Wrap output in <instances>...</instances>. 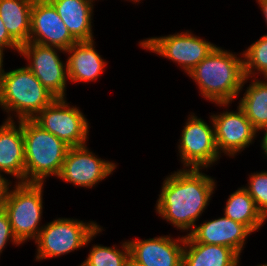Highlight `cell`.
<instances>
[{"mask_svg": "<svg viewBox=\"0 0 267 266\" xmlns=\"http://www.w3.org/2000/svg\"><path fill=\"white\" fill-rule=\"evenodd\" d=\"M201 170L182 168L166 177L155 206L162 219L183 232L194 229L216 188L215 180Z\"/></svg>", "mask_w": 267, "mask_h": 266, "instance_id": "1", "label": "cell"}, {"mask_svg": "<svg viewBox=\"0 0 267 266\" xmlns=\"http://www.w3.org/2000/svg\"><path fill=\"white\" fill-rule=\"evenodd\" d=\"M240 56L242 58L216 46L188 76L195 81L204 98L221 107H228L248 80L244 75L243 55Z\"/></svg>", "mask_w": 267, "mask_h": 266, "instance_id": "2", "label": "cell"}, {"mask_svg": "<svg viewBox=\"0 0 267 266\" xmlns=\"http://www.w3.org/2000/svg\"><path fill=\"white\" fill-rule=\"evenodd\" d=\"M21 126L24 137L25 183H45L50 175L58 177L70 146L33 119H22Z\"/></svg>", "mask_w": 267, "mask_h": 266, "instance_id": "3", "label": "cell"}, {"mask_svg": "<svg viewBox=\"0 0 267 266\" xmlns=\"http://www.w3.org/2000/svg\"><path fill=\"white\" fill-rule=\"evenodd\" d=\"M55 98L26 66L0 75V107L17 121L33 119Z\"/></svg>", "mask_w": 267, "mask_h": 266, "instance_id": "4", "label": "cell"}, {"mask_svg": "<svg viewBox=\"0 0 267 266\" xmlns=\"http://www.w3.org/2000/svg\"><path fill=\"white\" fill-rule=\"evenodd\" d=\"M14 189L8 182L4 200L13 235L23 244L29 239L35 240L43 226H40L43 213L44 183H17Z\"/></svg>", "mask_w": 267, "mask_h": 266, "instance_id": "5", "label": "cell"}, {"mask_svg": "<svg viewBox=\"0 0 267 266\" xmlns=\"http://www.w3.org/2000/svg\"><path fill=\"white\" fill-rule=\"evenodd\" d=\"M103 228L94 221L84 222L71 218H58L44 225L35 239L36 261L68 254L88 246Z\"/></svg>", "mask_w": 267, "mask_h": 266, "instance_id": "6", "label": "cell"}, {"mask_svg": "<svg viewBox=\"0 0 267 266\" xmlns=\"http://www.w3.org/2000/svg\"><path fill=\"white\" fill-rule=\"evenodd\" d=\"M143 49L150 50L180 65L188 74L216 47L215 44L195 36L192 32L151 37L139 42Z\"/></svg>", "mask_w": 267, "mask_h": 266, "instance_id": "7", "label": "cell"}, {"mask_svg": "<svg viewBox=\"0 0 267 266\" xmlns=\"http://www.w3.org/2000/svg\"><path fill=\"white\" fill-rule=\"evenodd\" d=\"M33 120L70 147L87 143L89 122L78 107H70L66 98H55Z\"/></svg>", "mask_w": 267, "mask_h": 266, "instance_id": "8", "label": "cell"}, {"mask_svg": "<svg viewBox=\"0 0 267 266\" xmlns=\"http://www.w3.org/2000/svg\"><path fill=\"white\" fill-rule=\"evenodd\" d=\"M191 114L182 130L178 151L184 168L204 169L220 159L212 126ZM213 127V128H212Z\"/></svg>", "mask_w": 267, "mask_h": 266, "instance_id": "9", "label": "cell"}, {"mask_svg": "<svg viewBox=\"0 0 267 266\" xmlns=\"http://www.w3.org/2000/svg\"><path fill=\"white\" fill-rule=\"evenodd\" d=\"M58 51L65 53L57 47L28 41L20 47L19 55L29 61L26 67L47 90L56 98H66L67 62L60 60Z\"/></svg>", "mask_w": 267, "mask_h": 266, "instance_id": "10", "label": "cell"}, {"mask_svg": "<svg viewBox=\"0 0 267 266\" xmlns=\"http://www.w3.org/2000/svg\"><path fill=\"white\" fill-rule=\"evenodd\" d=\"M116 163L98 158L86 145L70 147L57 178L76 187L92 188L110 176Z\"/></svg>", "mask_w": 267, "mask_h": 266, "instance_id": "11", "label": "cell"}, {"mask_svg": "<svg viewBox=\"0 0 267 266\" xmlns=\"http://www.w3.org/2000/svg\"><path fill=\"white\" fill-rule=\"evenodd\" d=\"M29 41L66 51L78 41L71 35L49 0H34Z\"/></svg>", "mask_w": 267, "mask_h": 266, "instance_id": "12", "label": "cell"}, {"mask_svg": "<svg viewBox=\"0 0 267 266\" xmlns=\"http://www.w3.org/2000/svg\"><path fill=\"white\" fill-rule=\"evenodd\" d=\"M237 110L211 115L220 156L221 153L229 157L236 156L237 153L249 147L257 137L258 131L248 120L244 111L239 106Z\"/></svg>", "mask_w": 267, "mask_h": 266, "instance_id": "13", "label": "cell"}, {"mask_svg": "<svg viewBox=\"0 0 267 266\" xmlns=\"http://www.w3.org/2000/svg\"><path fill=\"white\" fill-rule=\"evenodd\" d=\"M185 236L128 240L130 260L139 266H182Z\"/></svg>", "mask_w": 267, "mask_h": 266, "instance_id": "14", "label": "cell"}, {"mask_svg": "<svg viewBox=\"0 0 267 266\" xmlns=\"http://www.w3.org/2000/svg\"><path fill=\"white\" fill-rule=\"evenodd\" d=\"M0 126V181L11 183L1 173L12 175L17 183H25L24 137L21 120L15 124L11 114Z\"/></svg>", "mask_w": 267, "mask_h": 266, "instance_id": "15", "label": "cell"}, {"mask_svg": "<svg viewBox=\"0 0 267 266\" xmlns=\"http://www.w3.org/2000/svg\"><path fill=\"white\" fill-rule=\"evenodd\" d=\"M251 234L245 225L223 216L196 225L187 235L196 243L223 245L241 255L245 241Z\"/></svg>", "mask_w": 267, "mask_h": 266, "instance_id": "16", "label": "cell"}, {"mask_svg": "<svg viewBox=\"0 0 267 266\" xmlns=\"http://www.w3.org/2000/svg\"><path fill=\"white\" fill-rule=\"evenodd\" d=\"M95 41H78L71 45L65 53L67 58V74L70 82H90L101 76L107 62L95 49Z\"/></svg>", "mask_w": 267, "mask_h": 266, "instance_id": "17", "label": "cell"}, {"mask_svg": "<svg viewBox=\"0 0 267 266\" xmlns=\"http://www.w3.org/2000/svg\"><path fill=\"white\" fill-rule=\"evenodd\" d=\"M77 41H91L93 0H49Z\"/></svg>", "mask_w": 267, "mask_h": 266, "instance_id": "18", "label": "cell"}, {"mask_svg": "<svg viewBox=\"0 0 267 266\" xmlns=\"http://www.w3.org/2000/svg\"><path fill=\"white\" fill-rule=\"evenodd\" d=\"M240 255L223 245L194 242L185 235L182 266H235Z\"/></svg>", "mask_w": 267, "mask_h": 266, "instance_id": "19", "label": "cell"}, {"mask_svg": "<svg viewBox=\"0 0 267 266\" xmlns=\"http://www.w3.org/2000/svg\"><path fill=\"white\" fill-rule=\"evenodd\" d=\"M34 0H0V17L9 35L20 45L29 41Z\"/></svg>", "mask_w": 267, "mask_h": 266, "instance_id": "20", "label": "cell"}, {"mask_svg": "<svg viewBox=\"0 0 267 266\" xmlns=\"http://www.w3.org/2000/svg\"><path fill=\"white\" fill-rule=\"evenodd\" d=\"M224 216L245 225L252 233L259 230L267 220L244 187L230 194L224 208Z\"/></svg>", "mask_w": 267, "mask_h": 266, "instance_id": "21", "label": "cell"}, {"mask_svg": "<svg viewBox=\"0 0 267 266\" xmlns=\"http://www.w3.org/2000/svg\"><path fill=\"white\" fill-rule=\"evenodd\" d=\"M251 81L253 82L246 87L238 106L244 111L253 127L259 131L267 126V78L261 81L254 77Z\"/></svg>", "mask_w": 267, "mask_h": 266, "instance_id": "22", "label": "cell"}, {"mask_svg": "<svg viewBox=\"0 0 267 266\" xmlns=\"http://www.w3.org/2000/svg\"><path fill=\"white\" fill-rule=\"evenodd\" d=\"M121 247L122 250L115 245H93L87 258L79 266H126L130 260L128 241L122 242Z\"/></svg>", "mask_w": 267, "mask_h": 266, "instance_id": "23", "label": "cell"}, {"mask_svg": "<svg viewBox=\"0 0 267 266\" xmlns=\"http://www.w3.org/2000/svg\"><path fill=\"white\" fill-rule=\"evenodd\" d=\"M242 55L245 77L251 79L257 72L267 78V34L252 43Z\"/></svg>", "mask_w": 267, "mask_h": 266, "instance_id": "24", "label": "cell"}, {"mask_svg": "<svg viewBox=\"0 0 267 266\" xmlns=\"http://www.w3.org/2000/svg\"><path fill=\"white\" fill-rule=\"evenodd\" d=\"M244 188L253 198L258 210L267 219V171L253 173Z\"/></svg>", "mask_w": 267, "mask_h": 266, "instance_id": "25", "label": "cell"}, {"mask_svg": "<svg viewBox=\"0 0 267 266\" xmlns=\"http://www.w3.org/2000/svg\"><path fill=\"white\" fill-rule=\"evenodd\" d=\"M12 244L20 245L21 243L17 240V238L13 235L11 224L8 218L7 213L2 210L0 212V255L5 248L6 244L9 242Z\"/></svg>", "mask_w": 267, "mask_h": 266, "instance_id": "26", "label": "cell"}, {"mask_svg": "<svg viewBox=\"0 0 267 266\" xmlns=\"http://www.w3.org/2000/svg\"><path fill=\"white\" fill-rule=\"evenodd\" d=\"M20 47L21 46L9 35L0 17V51L4 52V49L11 48L19 53Z\"/></svg>", "mask_w": 267, "mask_h": 266, "instance_id": "27", "label": "cell"}, {"mask_svg": "<svg viewBox=\"0 0 267 266\" xmlns=\"http://www.w3.org/2000/svg\"><path fill=\"white\" fill-rule=\"evenodd\" d=\"M8 189V183L0 181V212L4 210V200Z\"/></svg>", "mask_w": 267, "mask_h": 266, "instance_id": "28", "label": "cell"}, {"mask_svg": "<svg viewBox=\"0 0 267 266\" xmlns=\"http://www.w3.org/2000/svg\"><path fill=\"white\" fill-rule=\"evenodd\" d=\"M262 130L265 131V132H264V136H263L262 141H261V148L263 150V153L267 157V126H265L264 128H262L258 132H260Z\"/></svg>", "mask_w": 267, "mask_h": 266, "instance_id": "29", "label": "cell"}, {"mask_svg": "<svg viewBox=\"0 0 267 266\" xmlns=\"http://www.w3.org/2000/svg\"><path fill=\"white\" fill-rule=\"evenodd\" d=\"M267 24V0H257Z\"/></svg>", "mask_w": 267, "mask_h": 266, "instance_id": "30", "label": "cell"}, {"mask_svg": "<svg viewBox=\"0 0 267 266\" xmlns=\"http://www.w3.org/2000/svg\"><path fill=\"white\" fill-rule=\"evenodd\" d=\"M3 55L4 53L2 51H0V75L3 72Z\"/></svg>", "mask_w": 267, "mask_h": 266, "instance_id": "31", "label": "cell"}, {"mask_svg": "<svg viewBox=\"0 0 267 266\" xmlns=\"http://www.w3.org/2000/svg\"><path fill=\"white\" fill-rule=\"evenodd\" d=\"M126 266H139V265H137L134 262H132L131 260H129Z\"/></svg>", "mask_w": 267, "mask_h": 266, "instance_id": "32", "label": "cell"}, {"mask_svg": "<svg viewBox=\"0 0 267 266\" xmlns=\"http://www.w3.org/2000/svg\"><path fill=\"white\" fill-rule=\"evenodd\" d=\"M240 259L241 258L238 259V261L236 262L235 266H239ZM257 266H267V264H261V265H257Z\"/></svg>", "mask_w": 267, "mask_h": 266, "instance_id": "33", "label": "cell"}, {"mask_svg": "<svg viewBox=\"0 0 267 266\" xmlns=\"http://www.w3.org/2000/svg\"><path fill=\"white\" fill-rule=\"evenodd\" d=\"M130 1H133V2H137V3H139L141 0H130Z\"/></svg>", "mask_w": 267, "mask_h": 266, "instance_id": "34", "label": "cell"}]
</instances>
